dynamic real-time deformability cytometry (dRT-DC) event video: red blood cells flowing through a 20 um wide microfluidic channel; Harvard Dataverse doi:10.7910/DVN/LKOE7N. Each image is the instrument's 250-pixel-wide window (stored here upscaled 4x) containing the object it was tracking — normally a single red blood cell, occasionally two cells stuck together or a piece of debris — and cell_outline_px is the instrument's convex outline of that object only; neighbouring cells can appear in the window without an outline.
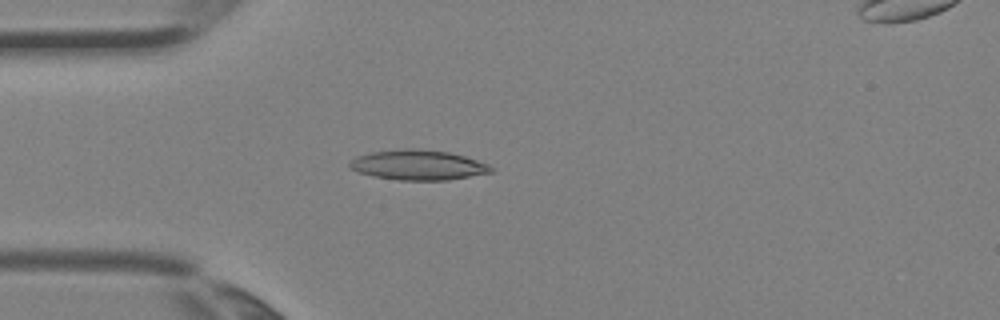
{"species": "Egyptian fruit bat (a non-hibernating species)", "species_latin": "Rousettus aegyptiacus", "temperature_condition": "room temperature", "stored_images_in_passage": 2, "camera_frame_rate_fps": 3000, "um_per_image_px": 0.085, "animal": {"sex": "female"}, "frame": {"image": 1, "passage_image": 2, "time_ms": 0.333, "image_size_px": [1000, 320], "cell_outline_px": [[492, 172], [448, 180], [400, 180], [372, 176], [356, 172], [348, 164], [356, 156], [372, 152], [404, 148], [412, 148], [448, 152], [464, 156], [488, 164], [492, 168]], "centroid_in_image_um": [35.51, 14.02], "position_along_channel_um": 49.5, "area_um2": 24.57}}